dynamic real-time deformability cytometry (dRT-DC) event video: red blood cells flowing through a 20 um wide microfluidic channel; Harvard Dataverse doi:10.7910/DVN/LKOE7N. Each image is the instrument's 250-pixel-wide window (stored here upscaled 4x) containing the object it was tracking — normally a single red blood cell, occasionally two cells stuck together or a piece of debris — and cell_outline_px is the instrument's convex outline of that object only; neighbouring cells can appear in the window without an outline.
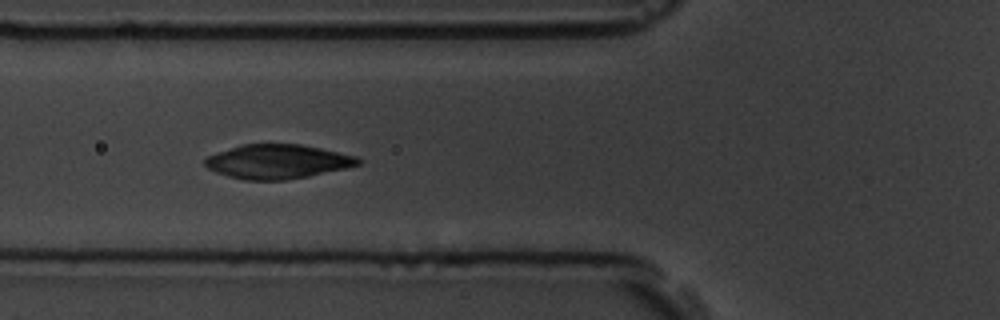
{"species": "common noctule bat (a hibernating species)", "species_latin": "Nyctalus noctula", "temperature_condition": "room temperature", "stored_images_in_passage": 6, "camera_frame_rate_fps": 3000, "um_per_image_px": 0.085, "animal": {"sex": "male", "body_mass_g": 19.5, "forearm_length_mm": 54.6}, "frame": {"image": 1, "passage_image": 5, "time_ms": 4.333, "image_size_px": [1000, 320], "cell_outline_px": [[360, 164], [348, 168], [308, 176], [284, 180], [244, 180], [228, 176], [216, 172], [208, 168], [204, 164], [204, 160], [208, 156], [216, 152], [240, 144], [300, 144], [320, 148], [356, 156], [360, 160]], "centroid_in_image_um": [23.57, 13.73], "position_along_channel_um": 102.2, "area_um2": 30.52}}
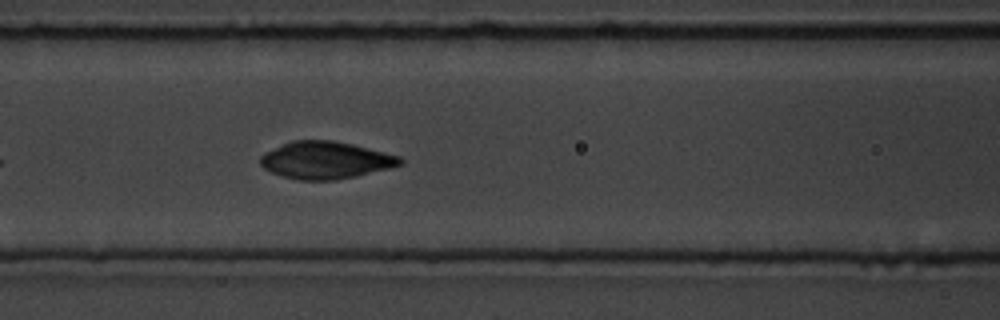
{"frame": {"image": 2, "passage_image": 6, "time_ms": 5.333, "image_size_px": [1000, 320], "cell_outline_px": [[404, 164], [392, 168], [356, 176], [336, 180], [300, 180], [284, 176], [272, 172], [264, 168], [260, 164], [260, 156], [264, 152], [292, 140], [332, 140], [352, 144], [400, 156], [404, 160]], "centroid_in_image_um": [27.7, 13.61], "position_along_channel_um": 138.9, "area_um2": 30.4}}